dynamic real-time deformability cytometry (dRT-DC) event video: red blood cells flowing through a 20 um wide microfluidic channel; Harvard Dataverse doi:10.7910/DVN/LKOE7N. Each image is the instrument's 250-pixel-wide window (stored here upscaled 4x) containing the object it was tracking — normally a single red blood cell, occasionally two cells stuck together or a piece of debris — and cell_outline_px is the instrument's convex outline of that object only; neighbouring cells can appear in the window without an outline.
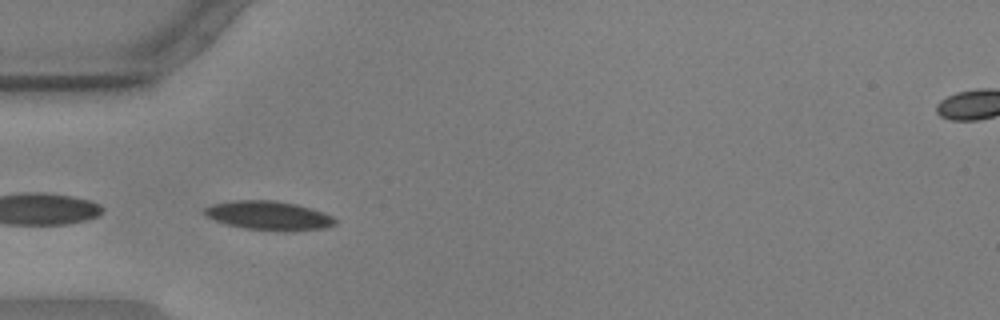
{"species": "common noctule bat (a hibernating species)", "species_latin": "Nyctalus noctula", "temperature_condition": "warm", "stored_images_in_passage": 40, "camera_frame_rate_fps": 3000, "um_per_image_px": 0.085, "animal": {"sex": "male", "body_mass_g": 17.9, "forearm_length_mm": 54.2}, "frame": {"image": 1, "passage_image": 1, "time_ms": 0.0, "image_size_px": [1000, 320], "cell_outline_px": [[336, 224], [324, 228], [284, 232], [280, 232], [244, 228], [224, 224], [204, 216], [204, 208], [212, 204], [232, 200], [276, 200], [296, 204], [312, 208], [324, 212], [332, 216], [336, 220]], "centroid_in_image_um": [22.83, 18.33], "position_along_channel_um": 62.2, "area_um2": 22.48}}
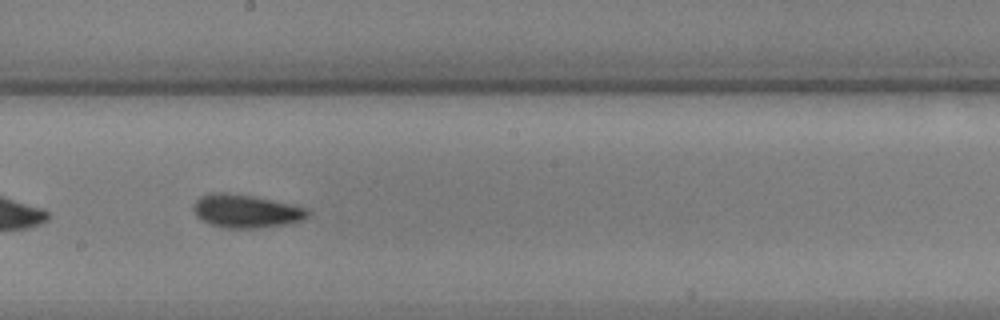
{"frame": {"image": 2, "passage_image": 15, "time_ms": 4.667, "image_size_px": [1000, 320], "cell_outline_px": [[308, 216], [304, 220], [288, 224], [260, 228], [220, 228], [208, 224], [200, 220], [196, 216], [192, 208], [192, 204], [200, 196], [212, 192], [228, 192], [256, 196], [296, 204], [308, 208]], "centroid_in_image_um": [20.9, 17.94], "position_along_channel_um": 227.3, "area_um2": 22.95}}
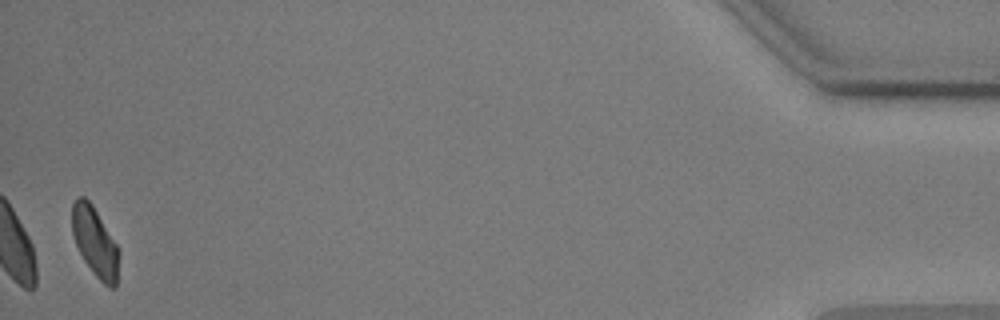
{"frame": {"image": 3, "passage_image": 39, "time_ms": 12.667, "image_size_px": [1000, 320], "cell_outline_px": [[120, 252], [116, 288], [108, 288], [96, 276], [84, 260], [76, 244], [72, 232], [72, 204], [76, 196], [84, 196], [92, 204], [116, 244]], "centroid_in_image_um": [8.08, 20.57], "position_along_channel_um": 427.1, "area_um2": 18.9}, "authors_computed_cell_mechanics": {"area_um2": 20.6346, "velocity_mm_per_s": 3.5779, "shape_relaxation_time_tau1_ms": 4.9965, "shape_relaxation_time_tau2_ms": 4.6751, "deformation_change_tau1": 0.1172, "deformation_change_tau2": 0.0884}}